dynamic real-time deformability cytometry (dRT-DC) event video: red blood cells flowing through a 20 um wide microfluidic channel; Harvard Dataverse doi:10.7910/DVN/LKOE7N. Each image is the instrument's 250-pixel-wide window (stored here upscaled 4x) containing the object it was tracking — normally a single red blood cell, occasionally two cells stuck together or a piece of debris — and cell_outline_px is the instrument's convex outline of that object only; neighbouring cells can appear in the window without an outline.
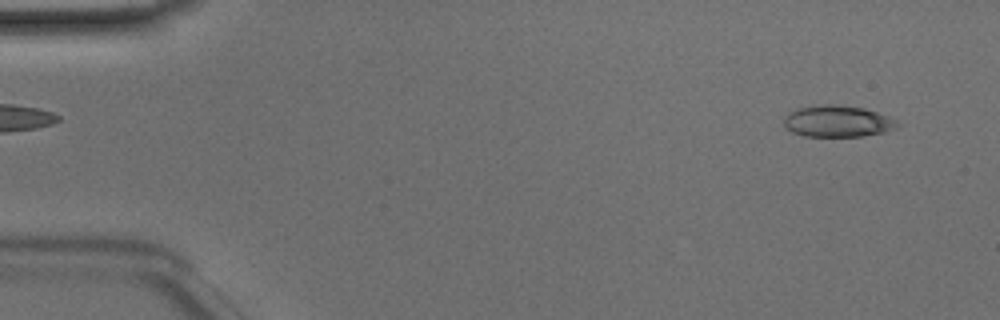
{"species": "Egyptian fruit bat (a non-hibernating species)", "species_latin": "Rousettus aegyptiacus", "temperature_condition": "room temperature", "stored_images_in_passage": 9, "camera_frame_rate_fps": 3000, "um_per_image_px": 0.085, "animal": {"sex": "male"}, "frame": {"image": 1, "passage_image": 3, "time_ms": 0.667, "image_size_px": [1000, 320], "cell_outline_px": [[904, 124], [896, 128], [884, 132], [864, 136], [804, 136], [792, 132], [784, 128], [784, 116], [788, 112], [796, 108], [820, 104], [836, 104], [864, 108], [888, 116]], "centroid_in_image_um": [71.18, 10.3], "position_along_channel_um": 13.8, "area_um2": 21.21}}